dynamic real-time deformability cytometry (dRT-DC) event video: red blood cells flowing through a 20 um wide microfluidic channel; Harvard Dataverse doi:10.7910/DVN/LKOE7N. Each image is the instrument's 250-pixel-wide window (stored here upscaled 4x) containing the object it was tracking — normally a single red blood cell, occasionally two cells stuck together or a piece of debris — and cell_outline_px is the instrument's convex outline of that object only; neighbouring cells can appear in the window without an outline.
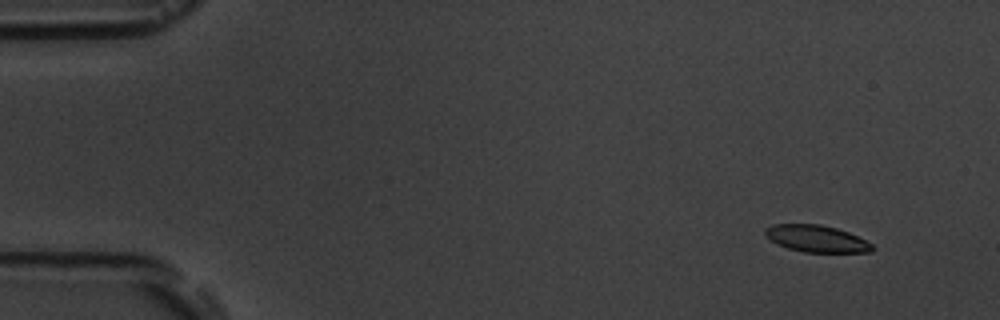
{"species": "common noctule bat (a hibernating species)", "species_latin": "Nyctalus noctula", "temperature_condition": "room temperature", "stored_images_in_passage": 10, "camera_frame_rate_fps": 3000, "um_per_image_px": 0.085, "animal": {"sex": "male", "body_mass_g": 19.5, "forearm_length_mm": 54.6}, "frame": {"image": 1, "passage_image": 2, "time_ms": 1.333, "image_size_px": [1000, 320], "cell_outline_px": [[876, 248], [872, 252], [804, 252], [788, 248], [772, 240], [764, 232], [764, 228], [772, 224], [820, 224], [836, 228], [848, 232], [872, 244]], "centroid_in_image_um": [69.42, 20.28], "position_along_channel_um": 15.6, "area_um2": 16.59}}
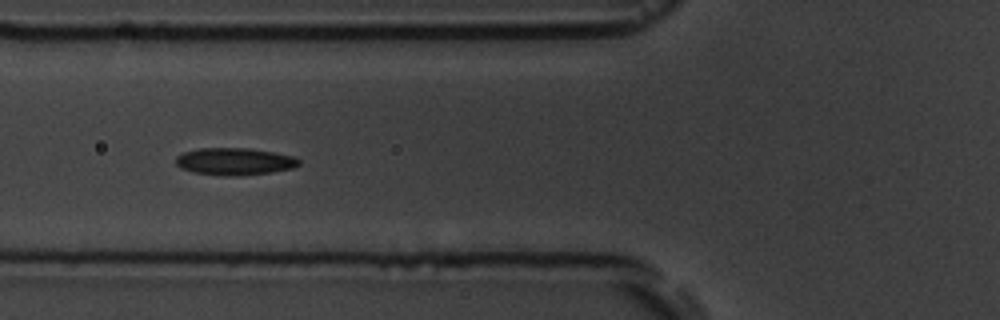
{"frame": {"image": 2, "passage_image": 7, "time_ms": 7.0, "image_size_px": [1000, 320], "cell_outline_px": [[300, 164], [292, 168], [272, 172], [236, 176], [220, 176], [192, 172], [180, 168], [176, 164], [176, 156], [184, 152], [200, 148], [248, 148], [272, 152], [292, 156], [300, 160]], "centroid_in_image_um": [19.9, 13.73], "position_along_channel_um": 105.9, "area_um2": 19.54}}
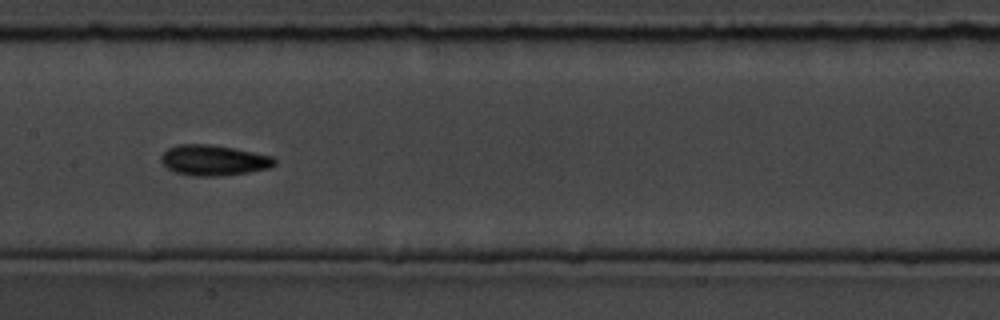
{"frame": {"image": 3, "passage_image": 9, "time_ms": 9.333, "image_size_px": [1000, 320], "cell_outline_px": [[276, 164], [268, 168], [248, 172], [220, 176], [192, 176], [176, 172], [168, 168], [160, 160], [160, 156], [168, 148], [180, 144], [208, 144], [232, 148], [272, 156], [276, 160]], "centroid_in_image_um": [18.14, 13.62], "position_along_channel_um": 189.3, "area_um2": 20.0}}